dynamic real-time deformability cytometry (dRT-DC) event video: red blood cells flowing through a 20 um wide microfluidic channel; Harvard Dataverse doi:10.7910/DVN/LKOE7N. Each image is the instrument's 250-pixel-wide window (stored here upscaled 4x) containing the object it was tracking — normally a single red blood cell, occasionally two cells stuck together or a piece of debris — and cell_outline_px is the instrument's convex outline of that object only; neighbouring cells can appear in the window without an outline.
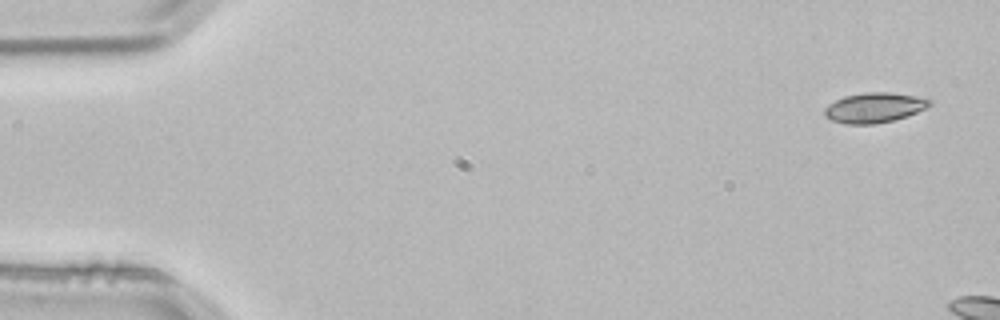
{"species": "common noctule bat (a hibernating species)", "species_latin": "Nyctalus noctula", "temperature_condition": "room temperature", "stored_images_in_passage": 2, "camera_frame_rate_fps": 3000, "um_per_image_px": 0.085, "animal": {"sex": "male", "body_mass_g": 21.5, "forearm_length_mm": 52.0}, "frame": {"image": 1, "passage_image": 1, "time_ms": 0.0, "image_size_px": [1000, 320], "cell_outline_px": [[932, 104], [908, 116], [876, 124], [848, 124], [832, 120], [824, 116], [824, 108], [828, 104], [844, 96], [864, 92], [888, 92], [912, 96], [932, 100]], "centroid_in_image_um": [74.27, 9.15], "position_along_channel_um": 10.7, "area_um2": 18.21}}